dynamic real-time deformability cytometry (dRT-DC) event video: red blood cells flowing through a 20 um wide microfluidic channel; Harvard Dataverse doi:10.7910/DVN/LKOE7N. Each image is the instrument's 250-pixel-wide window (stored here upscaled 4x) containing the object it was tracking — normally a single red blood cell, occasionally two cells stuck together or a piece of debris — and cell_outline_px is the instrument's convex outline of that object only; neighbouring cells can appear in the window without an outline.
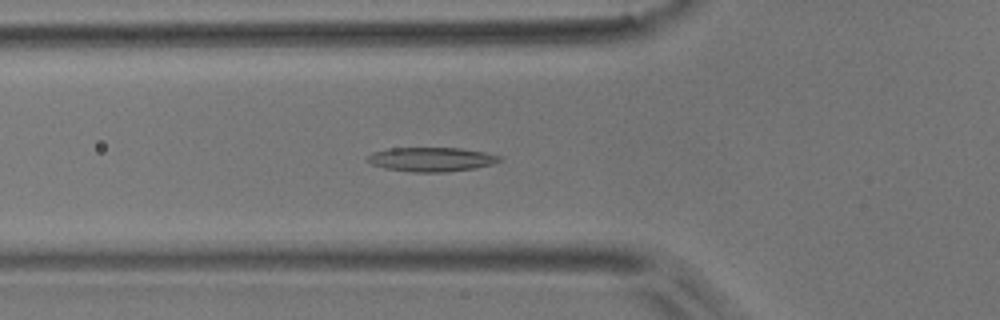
{"species": "common noctule bat (a hibernating species)", "species_latin": "Nyctalus noctula", "temperature_condition": "room temperature", "stored_images_in_passage": 40, "camera_frame_rate_fps": 3000, "um_per_image_px": 0.085, "animal": {"sex": "male", "body_mass_g": 17.9}, "frame": {"image": 1, "passage_image": 7, "time_ms": 2.0, "image_size_px": [1000, 320], "cell_outline_px": [[504, 160], [492, 164], [476, 168], [444, 172], [412, 172], [384, 168], [372, 164], [368, 160], [368, 156], [372, 152], [388, 148], [460, 148], [484, 152], [500, 156]], "centroid_in_image_um": [36.69, 13.54], "position_along_channel_um": 89.1, "area_um2": 18.61}}
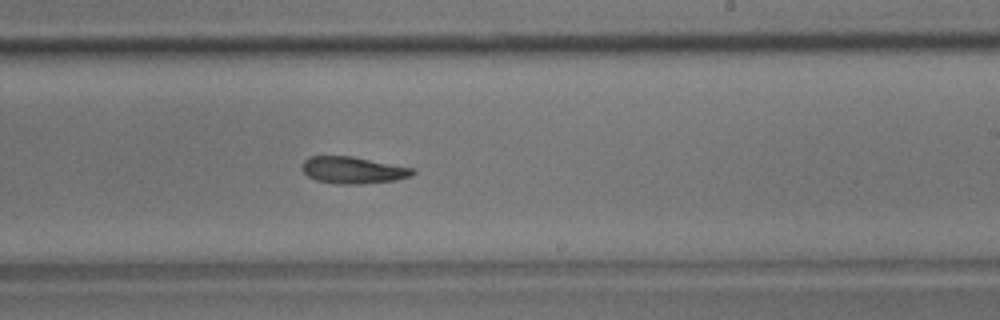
{"frame": {"image": 2, "passage_image": 20, "time_ms": 6.333, "image_size_px": [1000, 320], "cell_outline_px": [[416, 172], [412, 176], [396, 180], [360, 184], [340, 184], [316, 180], [308, 176], [300, 168], [304, 160], [308, 156], [352, 156], [416, 168]], "centroid_in_image_um": [30.03, 14.45], "position_along_channel_um": 259.0, "area_um2": 17.51}}
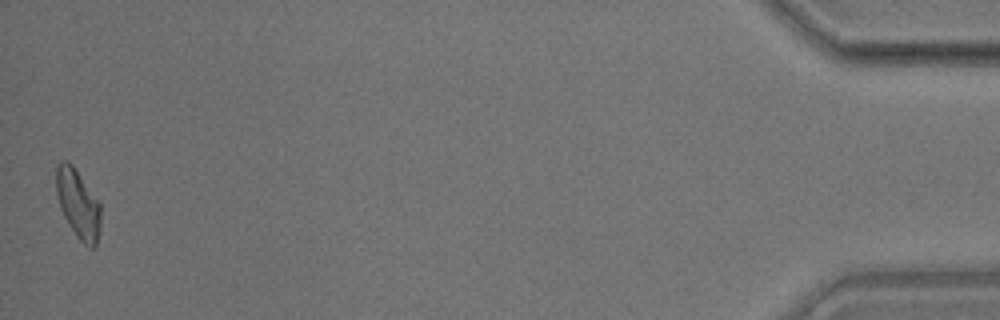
{"frame": {"image": 3, "passage_image": 40, "time_ms": 13.0, "image_size_px": [1000, 320], "cell_outline_px": [[100, 232], [96, 248], [92, 248], [84, 244], [76, 236], [68, 224], [60, 208], [56, 192], [56, 164], [60, 160], [68, 160], [72, 164], [100, 204]], "centroid_in_image_um": [6.62, 17.34], "position_along_channel_um": 428.6, "area_um2": 17.92}, "authors_computed_cell_mechanics": {"area_um2": 17.6868, "velocity_mm_per_s": 3.9125, "shape_relaxation_time_tau1_ms": 8.7752, "shape_relaxation_time_tau2_ms": 4.4486, "deformation_change_tau1": 0.1879, "deformation_change_tau2": 0.1158}}